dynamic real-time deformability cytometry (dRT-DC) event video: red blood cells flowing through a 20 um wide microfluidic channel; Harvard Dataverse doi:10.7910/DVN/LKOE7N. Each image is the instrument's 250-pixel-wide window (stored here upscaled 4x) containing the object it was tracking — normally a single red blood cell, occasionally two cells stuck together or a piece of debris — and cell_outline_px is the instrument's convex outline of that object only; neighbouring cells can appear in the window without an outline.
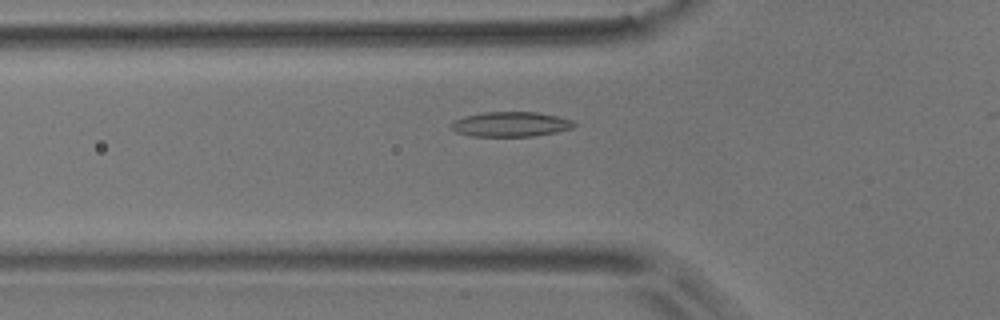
{"species": "common noctule bat (a hibernating species)", "species_latin": "Nyctalus noctula", "temperature_condition": "room temperature", "stored_images_in_passage": 45, "camera_frame_rate_fps": 3000, "um_per_image_px": 0.085, "animal": {"sex": "male", "body_mass_g": 17.9}, "frame": {"image": 1, "passage_image": 14, "time_ms": 4.333, "image_size_px": [1000, 320], "cell_outline_px": [[580, 124], [572, 128], [556, 132], [532, 136], [472, 136], [456, 132], [448, 128], [448, 124], [464, 116], [484, 112], [536, 112], [556, 116], [572, 120]], "centroid_in_image_um": [43.39, 10.56], "position_along_channel_um": 82.4, "area_um2": 17.92}}
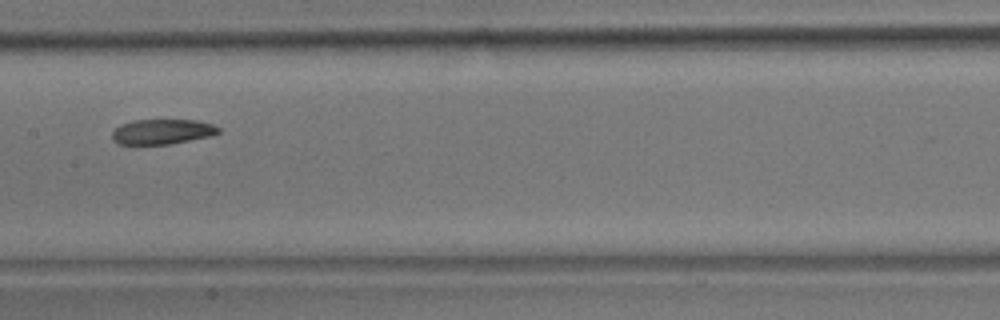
{"frame": {"image": 2, "passage_image": 23, "time_ms": 7.333, "image_size_px": [1000, 320], "cell_outline_px": [[220, 132], [212, 136], [168, 144], [132, 148], [116, 144], [112, 140], [112, 132], [120, 124], [132, 120], [196, 120], [212, 124], [220, 128]], "centroid_in_image_um": [13.68, 11.24], "position_along_channel_um": 193.7, "area_um2": 16.36}}
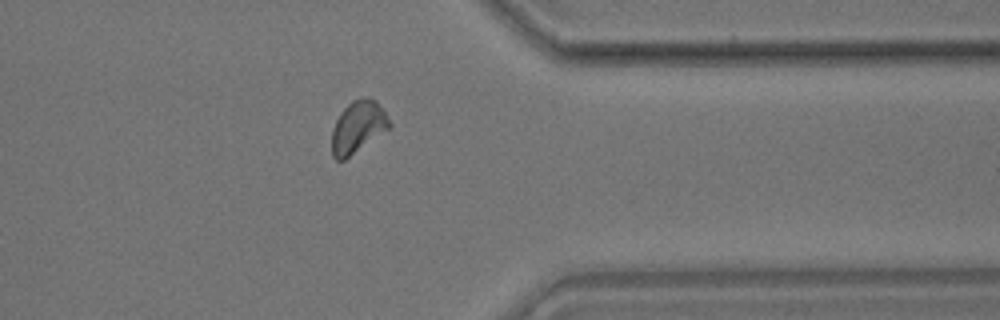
{"frame": {"image": 3, "passage_image": 39, "time_ms": 12.667, "image_size_px": [1000, 320], "cell_outline_px": [[392, 128], [344, 160], [336, 160], [332, 156], [332, 128], [340, 112], [352, 100], [376, 100], [392, 124]], "centroid_in_image_um": [30.43, 10.84], "position_along_channel_um": 381.0, "area_um2": 17.34}, "authors_computed_cell_mechanics": {"area_um2": 17.051, "velocity_mm_per_s": 3.6867, "shape_relaxation_time_tau1_ms": 3.718, "shape_relaxation_time_tau2_ms": 4.3454, "deformation_change_tau1": 0.0988, "deformation_change_tau2": 0.0901}}